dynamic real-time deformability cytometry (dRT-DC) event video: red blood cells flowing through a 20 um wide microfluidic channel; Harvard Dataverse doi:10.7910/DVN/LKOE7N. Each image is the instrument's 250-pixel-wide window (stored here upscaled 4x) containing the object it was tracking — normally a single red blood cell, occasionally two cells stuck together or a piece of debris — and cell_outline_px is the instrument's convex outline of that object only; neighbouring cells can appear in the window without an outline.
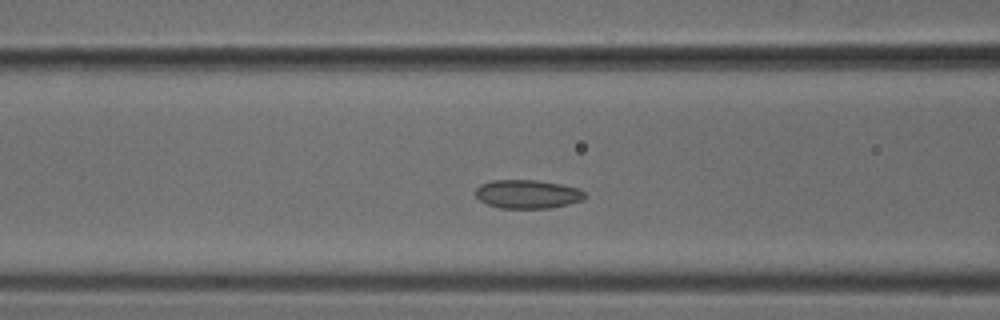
{"species": "common noctule bat (a hibernating species)", "species_latin": "Nyctalus noctula", "temperature_condition": "cold", "stored_images_in_passage": 45, "camera_frame_rate_fps": 3000, "um_per_image_px": 0.085, "animal": {"sex": "male", "body_mass_g": 18.8}, "frame": {"image": 1, "passage_image": 14, "time_ms": 4.333, "image_size_px": [1000, 320], "cell_outline_px": [[588, 196], [584, 200], [568, 204], [548, 208], [500, 208], [488, 204], [480, 200], [476, 196], [476, 188], [480, 184], [492, 180], [536, 180], [560, 184], [580, 188]], "centroid_in_image_um": [44.87, 16.49], "position_along_channel_um": 121.7, "area_um2": 18.32}}
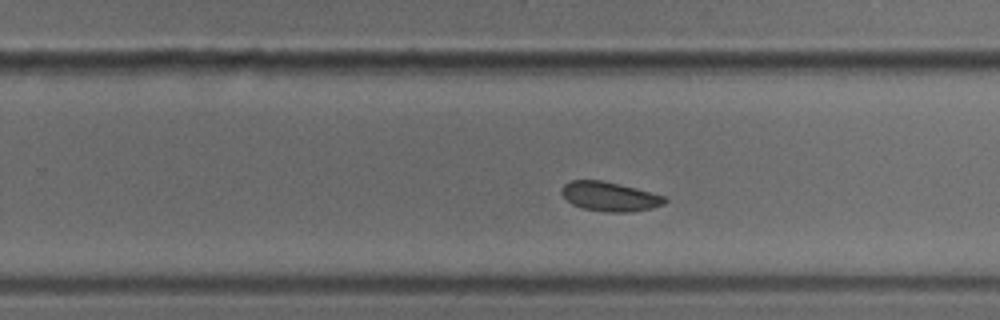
{"frame": {"image": 2, "passage_image": 26, "time_ms": 8.333, "image_size_px": [1000, 320], "cell_outline_px": [[668, 200], [664, 204], [652, 208], [632, 212], [608, 212], [584, 208], [572, 204], [560, 192], [560, 188], [564, 184], [572, 180], [600, 180], [636, 188], [664, 196]], "centroid_in_image_um": [51.82, 16.7], "position_along_channel_um": 278.0, "area_um2": 17.51}}
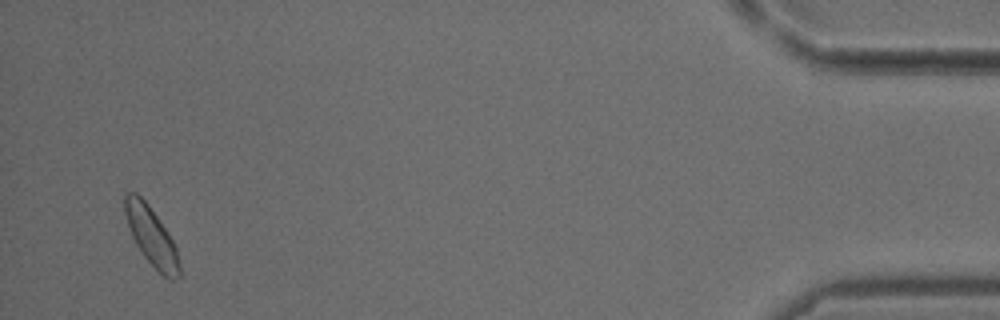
{"frame": {"image": 3, "passage_image": 43, "time_ms": 14.0, "image_size_px": [1000, 320], "cell_outline_px": [[180, 276], [172, 280], [164, 276], [144, 256], [136, 244], [132, 236], [124, 212], [124, 192], [136, 192], [148, 204], [168, 232], [176, 248], [180, 268]], "centroid_in_image_um": [12.85, 20.05], "position_along_channel_um": 422.3, "area_um2": 18.26}}